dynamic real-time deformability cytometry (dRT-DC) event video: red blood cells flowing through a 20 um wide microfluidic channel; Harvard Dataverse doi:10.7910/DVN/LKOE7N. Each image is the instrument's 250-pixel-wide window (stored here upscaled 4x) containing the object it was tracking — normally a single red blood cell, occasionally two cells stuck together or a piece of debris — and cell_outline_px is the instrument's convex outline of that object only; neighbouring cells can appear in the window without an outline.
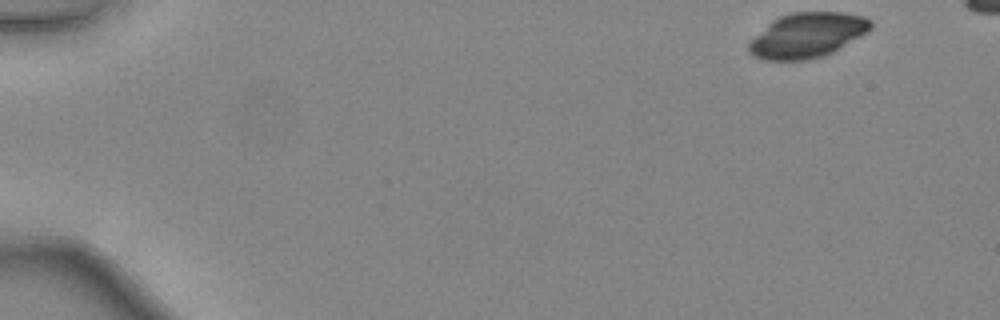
{"species": "common noctule bat (a hibernating species)", "species_latin": "Nyctalus noctula", "temperature_condition": "warm", "stored_images_in_passage": 8, "camera_frame_rate_fps": 3000, "um_per_image_px": 0.085, "animal": {"sex": "female", "body_mass_g": 24.6, "forearm_length_mm": 56.2}, "frame": {"image": 1, "passage_image": 1, "time_ms": 0.0, "image_size_px": [1000, 320], "cell_outline_px": [[872, 28], [868, 32], [832, 52], [824, 56], [808, 60], [764, 60], [752, 56], [748, 52], [748, 44], [772, 20], [780, 16], [792, 12], [844, 12], [864, 16], [872, 20]], "centroid_in_image_um": [68.64, 3.0], "position_along_channel_um": 16.4, "area_um2": 31.91}}